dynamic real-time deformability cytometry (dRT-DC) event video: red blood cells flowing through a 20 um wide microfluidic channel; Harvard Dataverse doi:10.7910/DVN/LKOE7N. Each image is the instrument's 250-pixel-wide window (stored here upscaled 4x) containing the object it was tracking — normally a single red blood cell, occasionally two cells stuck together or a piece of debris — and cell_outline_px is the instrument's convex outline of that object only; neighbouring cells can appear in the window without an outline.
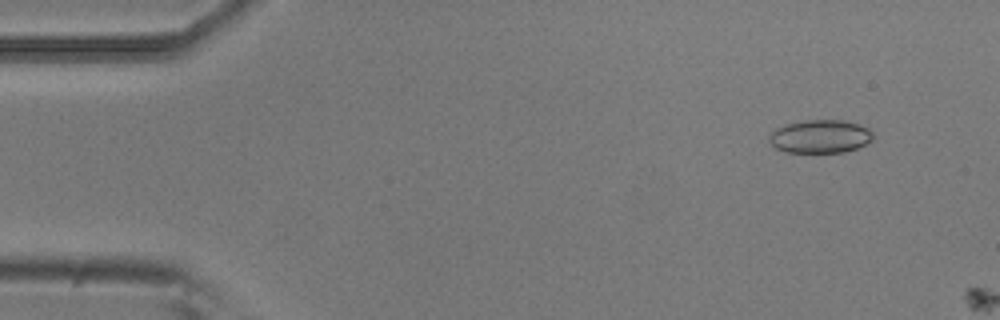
{"species": "common noctule bat (a hibernating species)", "species_latin": "Nyctalus noctula", "temperature_condition": "room temperature", "stored_images_in_passage": 7, "camera_frame_rate_fps": 3000, "um_per_image_px": 0.085, "animal": {"sex": "male", "body_mass_g": 20.5, "forearm_length_mm": 52.5}, "frame": {"image": 1, "passage_image": 5, "time_ms": 1.333, "image_size_px": [1000, 320], "cell_outline_px": [[872, 140], [856, 148], [844, 152], [784, 152], [776, 148], [768, 140], [768, 136], [776, 128], [784, 124], [804, 120], [844, 120], [860, 124], [868, 128], [872, 132]], "centroid_in_image_um": [69.69, 11.59], "position_along_channel_um": 15.3, "area_um2": 20.17}}